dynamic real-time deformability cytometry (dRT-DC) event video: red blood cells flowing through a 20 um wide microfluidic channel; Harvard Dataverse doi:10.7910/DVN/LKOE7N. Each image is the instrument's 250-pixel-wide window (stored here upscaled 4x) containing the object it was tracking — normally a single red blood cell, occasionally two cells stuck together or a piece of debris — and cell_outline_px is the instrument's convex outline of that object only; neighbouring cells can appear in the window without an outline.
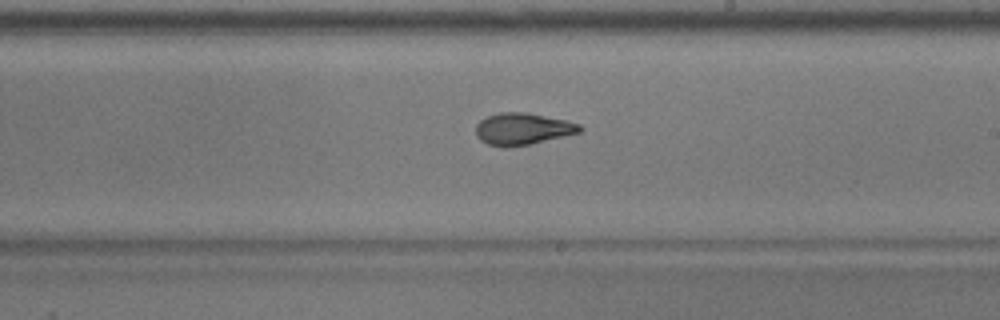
{"species": "common noctule bat (a hibernating species)", "species_latin": "Nyctalus noctula", "temperature_condition": "warm", "stored_images_in_passage": 54, "camera_frame_rate_fps": 3000, "um_per_image_px": 0.085, "animal": {"sex": "male", "body_mass_g": 17.9}, "frame": {"image": 1, "passage_image": 31, "time_ms": 10.0, "image_size_px": [1000, 320], "cell_outline_px": [[584, 128], [580, 132], [528, 144], [488, 144], [480, 140], [476, 136], [476, 124], [480, 120], [488, 116], [500, 112], [528, 112], [568, 120], [580, 124]], "centroid_in_image_um": [44.46, 10.9], "position_along_channel_um": 244.5, "area_um2": 18.79}, "authors_computed_cell_mechanics": {"area_um2": 19.5942, "velocity_mm_per_s": 3.7213, "shape_relaxation_time_tau1_ms": 7.9009, "shape_relaxation_time_tau2_ms": 2.4659, "deformation_change_tau1": 0.2153, "deformation_change_tau2": 0.0906}}